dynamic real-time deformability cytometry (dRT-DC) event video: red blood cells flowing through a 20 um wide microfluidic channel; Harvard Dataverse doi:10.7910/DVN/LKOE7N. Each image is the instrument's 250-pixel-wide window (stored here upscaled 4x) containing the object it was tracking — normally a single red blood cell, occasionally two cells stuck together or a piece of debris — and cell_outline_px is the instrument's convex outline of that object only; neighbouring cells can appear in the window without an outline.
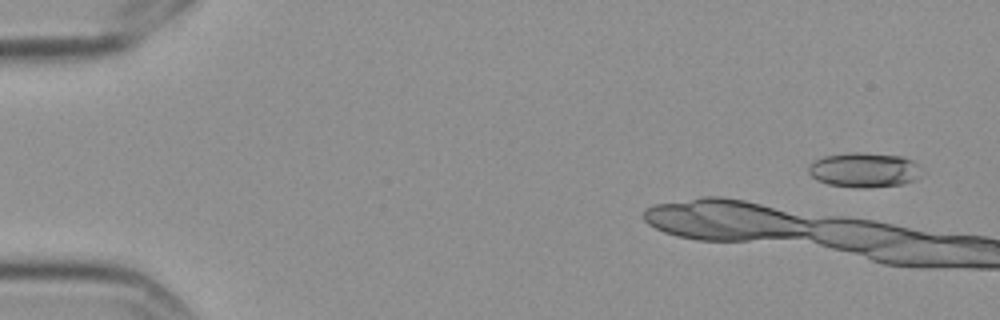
{"species": "Egyptian fruit bat (a non-hibernating species)", "species_latin": "Rousettus aegyptiacus", "temperature_condition": "cold", "stored_images_in_passage": 4, "camera_frame_rate_fps": 3000, "um_per_image_px": 0.085, "frame": {"image": 1, "passage_image": 1, "time_ms": 0.0, "image_size_px": [1000, 320], "cell_outline_px": [[924, 176], [916, 180], [904, 184], [868, 188], [852, 188], [828, 184], [816, 180], [808, 172], [808, 164], [824, 156], [852, 152], [860, 152], [900, 156], [912, 160], [920, 164], [924, 172]], "centroid_in_image_um": [73.52, 14.46], "position_along_channel_um": 11.5, "area_um2": 23.52}}